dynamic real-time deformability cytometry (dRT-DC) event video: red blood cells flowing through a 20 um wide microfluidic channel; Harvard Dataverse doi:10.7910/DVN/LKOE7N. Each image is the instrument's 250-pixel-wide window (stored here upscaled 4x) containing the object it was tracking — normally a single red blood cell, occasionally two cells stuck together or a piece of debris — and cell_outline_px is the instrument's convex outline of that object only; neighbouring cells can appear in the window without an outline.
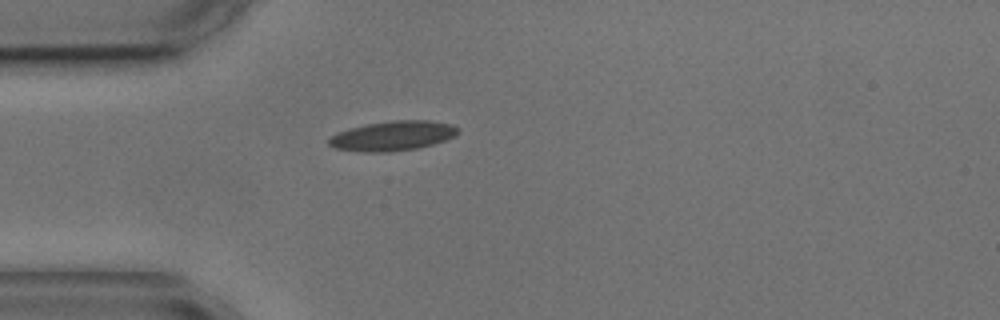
{"species": "common noctule bat (a hibernating species)", "species_latin": "Nyctalus noctula", "temperature_condition": "cold", "stored_images_in_passage": 1, "camera_frame_rate_fps": 3000, "um_per_image_px": 0.085, "animal": {"sex": "male", "body_mass_g": 17.9, "forearm_length_mm": 54.2}, "frame": {"image": 1, "passage_image": 1, "time_ms": 0.0, "image_size_px": [1000, 320], "cell_outline_px": [[460, 132], [456, 136], [432, 144], [416, 148], [388, 152], [360, 152], [336, 148], [328, 144], [328, 140], [332, 136], [340, 132], [352, 128], [368, 124], [392, 120], [428, 120], [452, 124], [460, 128]], "centroid_in_image_um": [33.44, 11.54], "position_along_channel_um": 51.6, "area_um2": 22.2}}